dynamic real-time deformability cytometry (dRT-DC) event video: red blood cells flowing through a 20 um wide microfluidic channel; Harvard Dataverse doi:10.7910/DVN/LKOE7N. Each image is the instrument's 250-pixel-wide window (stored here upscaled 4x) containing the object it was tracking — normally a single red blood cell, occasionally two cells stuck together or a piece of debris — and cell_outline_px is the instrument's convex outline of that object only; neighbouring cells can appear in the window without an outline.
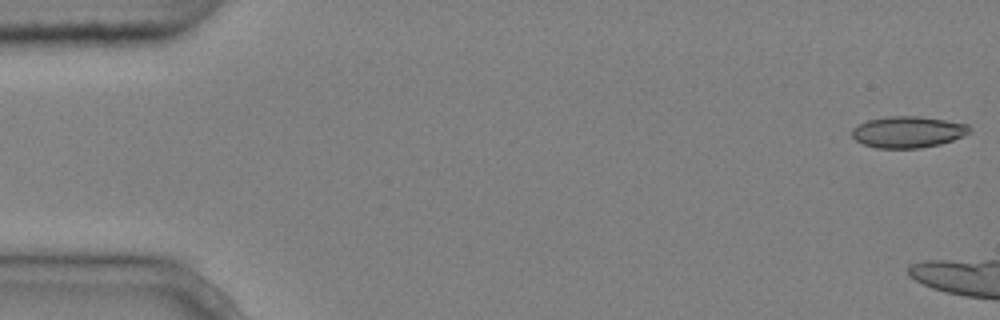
{"species": "common noctule bat (a hibernating species)", "species_latin": "Nyctalus noctula", "temperature_condition": "cold", "stored_images_in_passage": 3, "camera_frame_rate_fps": 3000, "um_per_image_px": 0.085, "animal": {"sex": "male", "body_mass_g": 20.4}, "frame": {"image": 1, "passage_image": 1, "time_ms": 0.0, "image_size_px": [1000, 320], "cell_outline_px": [[972, 132], [964, 136], [940, 144], [920, 148], [876, 148], [864, 144], [856, 140], [852, 136], [852, 128], [868, 120], [888, 116], [916, 116], [944, 120], [968, 124], [972, 128]], "centroid_in_image_um": [77.2, 11.22], "position_along_channel_um": 7.8, "area_um2": 21.5}}